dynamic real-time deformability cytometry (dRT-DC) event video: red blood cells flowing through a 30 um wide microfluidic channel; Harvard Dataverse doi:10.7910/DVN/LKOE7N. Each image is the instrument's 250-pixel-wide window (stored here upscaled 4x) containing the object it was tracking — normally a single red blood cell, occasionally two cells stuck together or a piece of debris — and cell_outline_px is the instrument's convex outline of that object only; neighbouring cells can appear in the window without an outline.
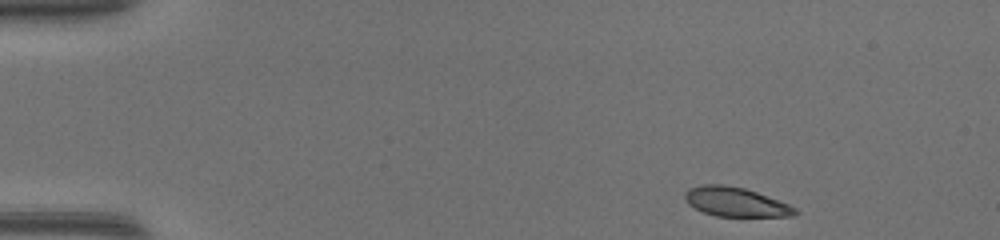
{"species": "common noctule bat (a hibernating species)", "species_latin": "Nyctalus noctula", "temperature_condition": "warm", "stored_images_in_passage": 43, "camera_frame_rate_fps": 3000, "um_per_image_px": 0.085, "animal": {"sex": "female", "body_mass_g": 17.0, "forearm_length_mm": 48.0}, "frame": {"image": 1, "passage_image": 1, "time_ms": 0.0, "image_size_px": [1000, 240], "cell_outline_px": [[800, 212], [792, 216], [716, 216], [704, 212], [688, 204], [684, 200], [684, 192], [688, 188], [700, 184], [724, 184], [744, 188], [768, 196], [788, 204], [796, 208]], "centroid_in_image_um": [62.49, 17.15], "position_along_channel_um": 22.5, "area_um2": 18.84}}
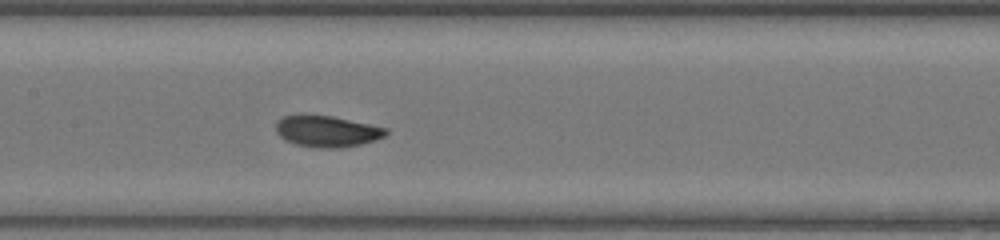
{"frame": {"image": 2, "passage_image": 19, "time_ms": 6.0, "image_size_px": [1000, 240], "cell_outline_px": [[388, 132], [384, 136], [360, 144], [340, 148], [320, 148], [296, 144], [284, 140], [276, 132], [276, 120], [284, 116], [296, 112], [304, 112], [332, 116], [388, 128]], "centroid_in_image_um": [27.7, 11.11], "position_along_channel_um": 179.7, "area_um2": 20.52}}
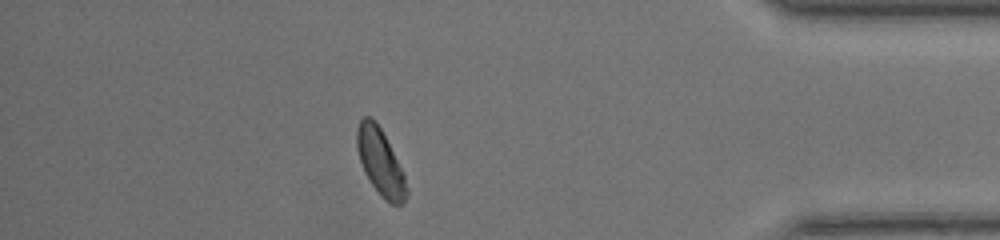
{"frame": {"image": 3, "passage_image": 37, "time_ms": 12.0, "image_size_px": [1000, 240], "cell_outline_px": [[408, 192], [404, 200], [400, 204], [392, 204], [384, 200], [372, 184], [364, 172], [356, 148], [356, 128], [360, 120], [364, 116], [372, 116], [376, 120], [404, 176], [408, 188]], "centroid_in_image_um": [32.29, 13.75], "position_along_channel_um": 402.9, "area_um2": 18.84}, "authors_computed_cell_mechanics": {"area_um2": 19.4786, "velocity_mm_per_s": 4.3486, "shape_relaxation_time_tau1_ms": 2.0582, "shape_relaxation_time_tau2_ms": 0.5317, "deformation_change_tau1": 0.1124, "deformation_change_tau2": 0.0354}}